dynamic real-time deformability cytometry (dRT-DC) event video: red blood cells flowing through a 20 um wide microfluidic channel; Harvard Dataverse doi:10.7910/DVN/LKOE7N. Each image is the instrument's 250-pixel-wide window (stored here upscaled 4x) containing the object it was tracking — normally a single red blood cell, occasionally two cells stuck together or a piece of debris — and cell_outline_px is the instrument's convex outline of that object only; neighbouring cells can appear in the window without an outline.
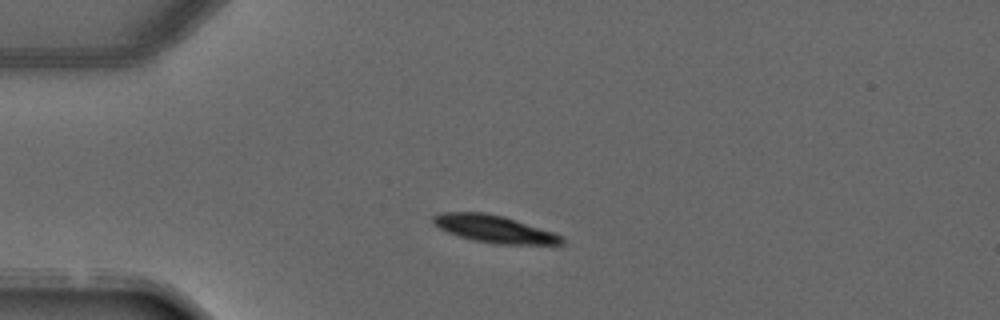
{"species": "common noctule bat (a hibernating species)", "species_latin": "Nyctalus noctula", "temperature_condition": "warm", "stored_images_in_passage": 2, "camera_frame_rate_fps": 3000, "um_per_image_px": 0.085, "animal": {"sex": "male", "forearm_length_mm": 52.5}, "frame": {"image": 1, "passage_image": 2, "time_ms": 1.333, "image_size_px": [1000, 320], "cell_outline_px": [[564, 244], [496, 244], [472, 240], [448, 232], [440, 228], [432, 220], [432, 216], [440, 212], [484, 212], [504, 216], [564, 236]], "centroid_in_image_um": [42.01, 19.46], "position_along_channel_um": 43.0, "area_um2": 20.35}}